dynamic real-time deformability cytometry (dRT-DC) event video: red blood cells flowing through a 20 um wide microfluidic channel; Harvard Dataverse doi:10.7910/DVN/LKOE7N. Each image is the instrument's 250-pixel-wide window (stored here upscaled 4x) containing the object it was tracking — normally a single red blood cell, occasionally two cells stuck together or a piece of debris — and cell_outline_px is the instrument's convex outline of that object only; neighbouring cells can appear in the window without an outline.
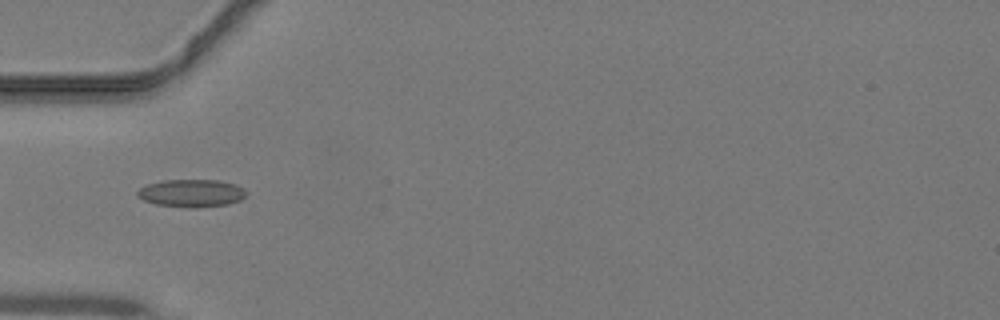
{"species": "common noctule bat (a hibernating species)", "species_latin": "Nyctalus noctula", "temperature_condition": "warm", "stored_images_in_passage": 39, "camera_frame_rate_fps": 3000, "um_per_image_px": 0.085, "animal": {"sex": "male", "body_mass_g": 19.2, "forearm_length_mm": 51.8}, "frame": {"image": 1, "passage_image": 10, "time_ms": 3.0, "image_size_px": [1000, 320], "cell_outline_px": [[248, 192], [240, 200], [228, 204], [196, 208], [188, 208], [156, 204], [144, 200], [136, 196], [136, 192], [140, 188], [148, 184], [160, 180], [220, 180], [236, 184], [244, 188]], "centroid_in_image_um": [16.28, 16.41], "position_along_channel_um": 68.7, "area_um2": 17.74}}
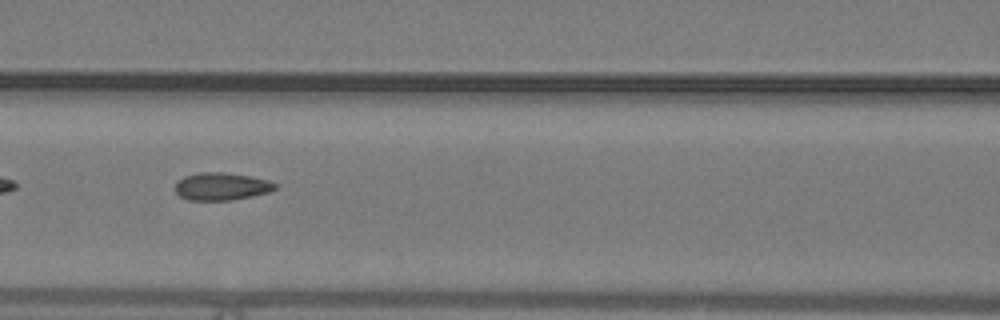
{"frame": {"image": 2, "passage_image": 15, "time_ms": 4.667, "image_size_px": [1000, 320], "cell_outline_px": [[280, 184], [276, 188], [268, 192], [252, 196], [232, 200], [188, 200], [180, 196], [176, 192], [176, 184], [184, 176], [200, 172], [224, 172], [248, 176], [268, 180]], "centroid_in_image_um": [18.85, 15.84], "position_along_channel_um": 147.7, "area_um2": 16.01}}
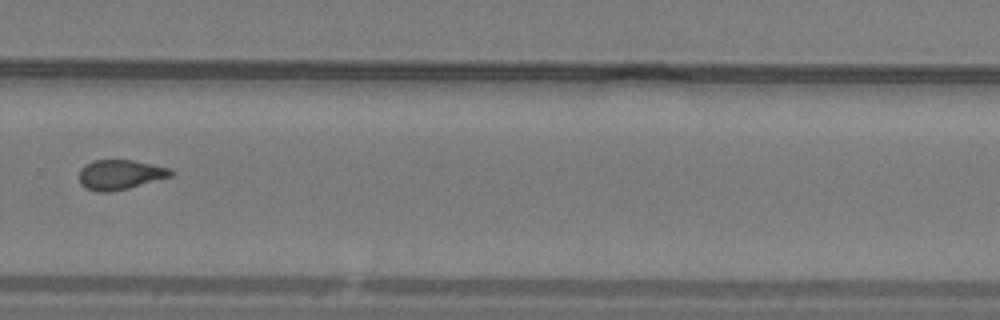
{"frame": {"image": 3, "passage_image": 26, "time_ms": 8.333, "image_size_px": [1000, 320], "cell_outline_px": [[172, 176], [128, 188], [112, 192], [96, 192], [80, 184], [80, 168], [84, 164], [96, 160], [132, 160], [152, 164], [168, 168], [172, 172]], "centroid_in_image_um": [10.18, 14.84], "position_along_channel_um": 319.6, "area_um2": 15.78}}